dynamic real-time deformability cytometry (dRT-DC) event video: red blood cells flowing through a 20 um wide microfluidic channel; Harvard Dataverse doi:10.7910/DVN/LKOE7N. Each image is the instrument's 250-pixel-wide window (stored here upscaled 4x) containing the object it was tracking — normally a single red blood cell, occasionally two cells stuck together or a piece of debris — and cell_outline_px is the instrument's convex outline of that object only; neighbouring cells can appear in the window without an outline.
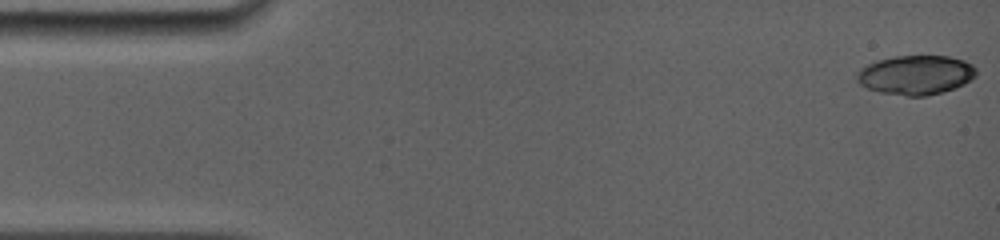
{"species": "common noctule bat (a hibernating species)", "species_latin": "Nyctalus noctula", "temperature_condition": "room temperature", "stored_images_in_passage": 13, "camera_frame_rate_fps": 5000, "um_per_image_px": 0.085, "animal": {"sex": "female", "body_mass_g": 19.0, "forearm_length_mm": 56.7}, "frame": {"image": 1, "passage_image": 1, "time_ms": 0.0, "image_size_px": [1000, 240], "cell_outline_px": [[976, 76], [964, 84], [940, 92], [924, 96], [908, 96], [880, 92], [868, 88], [860, 84], [856, 80], [856, 72], [860, 68], [876, 60], [896, 56], [948, 56], [964, 60], [972, 64], [976, 68]], "centroid_in_image_um": [77.82, 6.36], "position_along_channel_um": 7.2, "area_um2": 27.28}}
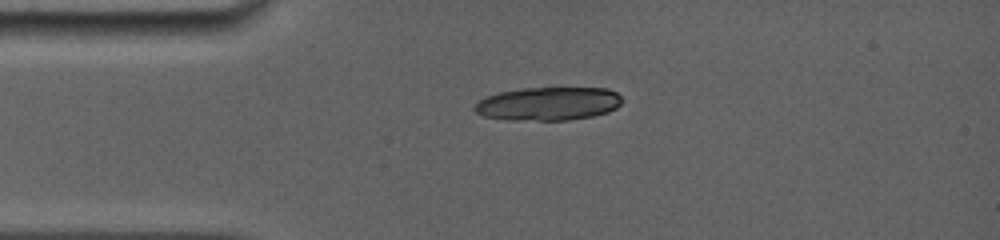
{"frame": {"image": 2, "passage_image": 11, "time_ms": 3.4, "image_size_px": [1000, 240], "cell_outline_px": [[624, 100], [616, 108], [608, 112], [592, 116], [568, 120], [504, 120], [484, 116], [476, 112], [472, 108], [480, 100], [488, 96], [500, 92], [520, 88], [608, 88], [616, 92]], "centroid_in_image_um": [46.61, 8.82], "position_along_channel_um": 38.4, "area_um2": 28.78}}